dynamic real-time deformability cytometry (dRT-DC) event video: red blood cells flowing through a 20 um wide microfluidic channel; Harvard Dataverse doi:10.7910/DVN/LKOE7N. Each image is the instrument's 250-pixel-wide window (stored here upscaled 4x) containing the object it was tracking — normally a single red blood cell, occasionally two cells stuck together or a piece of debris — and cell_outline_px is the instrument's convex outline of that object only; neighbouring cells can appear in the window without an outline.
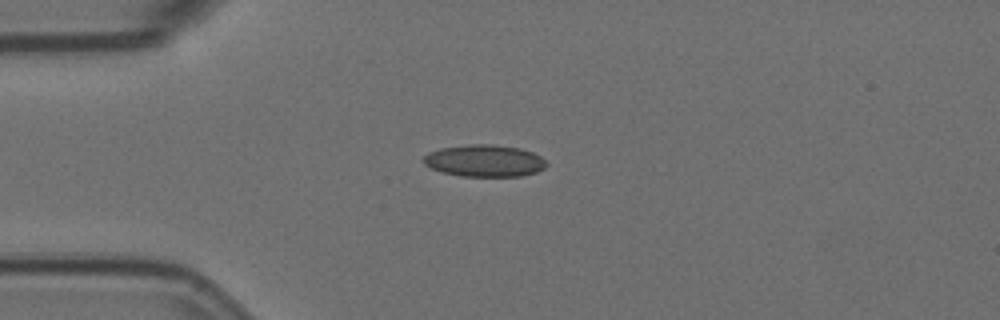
{"species": "Egyptian fruit bat (a non-hibernating species)", "species_latin": "Rousettus aegyptiacus", "temperature_condition": "room temperature", "stored_images_in_passage": 5, "camera_frame_rate_fps": 3000, "um_per_image_px": 0.085, "animal": {"sex": "female"}, "frame": {"image": 1, "passage_image": 3, "time_ms": 0.667, "image_size_px": [1000, 320], "cell_outline_px": [[548, 164], [544, 168], [536, 172], [520, 176], [460, 176], [444, 172], [432, 168], [424, 164], [420, 160], [428, 152], [440, 148], [468, 144], [492, 144], [520, 148], [532, 152], [540, 156]], "centroid_in_image_um": [41.16, 13.65], "position_along_channel_um": 43.8, "area_um2": 22.95}}
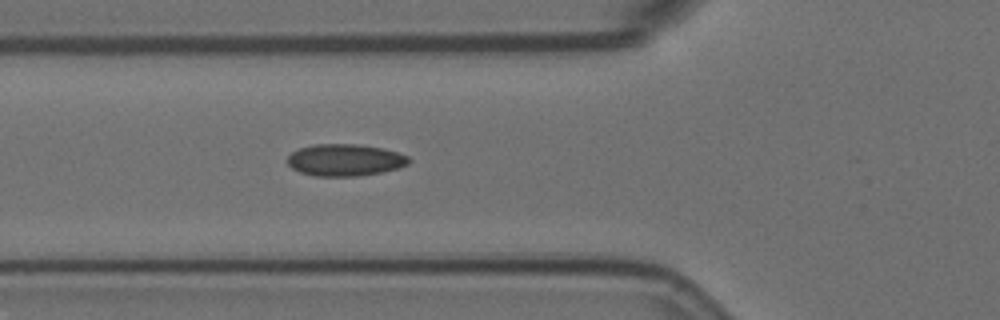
{"frame": {"image": 2, "passage_image": 5, "time_ms": 1.333, "image_size_px": [1000, 320], "cell_outline_px": [[412, 160], [408, 164], [400, 168], [360, 176], [316, 176], [300, 172], [292, 168], [288, 164], [288, 156], [292, 152], [300, 148], [312, 144], [356, 144], [384, 148], [408, 156]], "centroid_in_image_um": [29.34, 13.6], "position_along_channel_um": 96.5, "area_um2": 22.66}}